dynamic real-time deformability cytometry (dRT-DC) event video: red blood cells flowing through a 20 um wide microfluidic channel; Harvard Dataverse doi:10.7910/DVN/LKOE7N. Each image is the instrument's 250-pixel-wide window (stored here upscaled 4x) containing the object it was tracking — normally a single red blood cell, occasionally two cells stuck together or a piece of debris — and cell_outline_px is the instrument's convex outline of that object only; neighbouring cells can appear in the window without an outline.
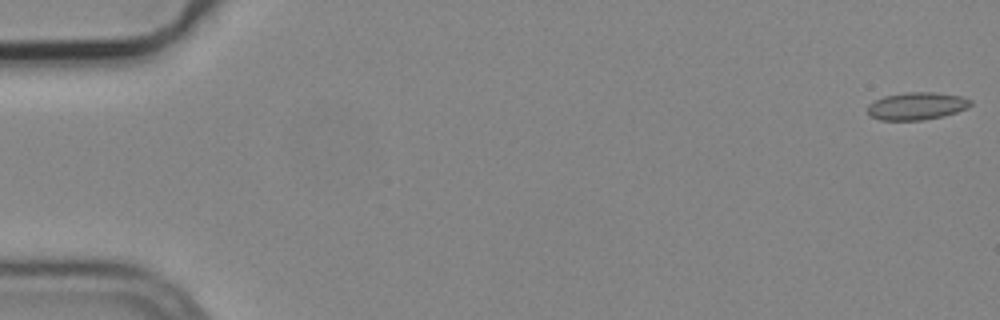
{"species": "common noctule bat (a hibernating species)", "species_latin": "Nyctalus noctula", "temperature_condition": "cold", "stored_images_in_passage": 3, "camera_frame_rate_fps": 3000, "um_per_image_px": 0.085, "animal": {"sex": "male", "body_mass_g": 19.2, "forearm_length_mm": 51.8}, "frame": {"image": 1, "passage_image": 1, "time_ms": 0.0, "image_size_px": [1000, 320], "cell_outline_px": [[972, 104], [968, 108], [944, 116], [924, 120], [880, 120], [868, 116], [868, 104], [884, 96], [904, 92], [932, 92], [960, 96], [972, 100]], "centroid_in_image_um": [77.91, 9.02], "position_along_channel_um": 7.1, "area_um2": 16.65}}